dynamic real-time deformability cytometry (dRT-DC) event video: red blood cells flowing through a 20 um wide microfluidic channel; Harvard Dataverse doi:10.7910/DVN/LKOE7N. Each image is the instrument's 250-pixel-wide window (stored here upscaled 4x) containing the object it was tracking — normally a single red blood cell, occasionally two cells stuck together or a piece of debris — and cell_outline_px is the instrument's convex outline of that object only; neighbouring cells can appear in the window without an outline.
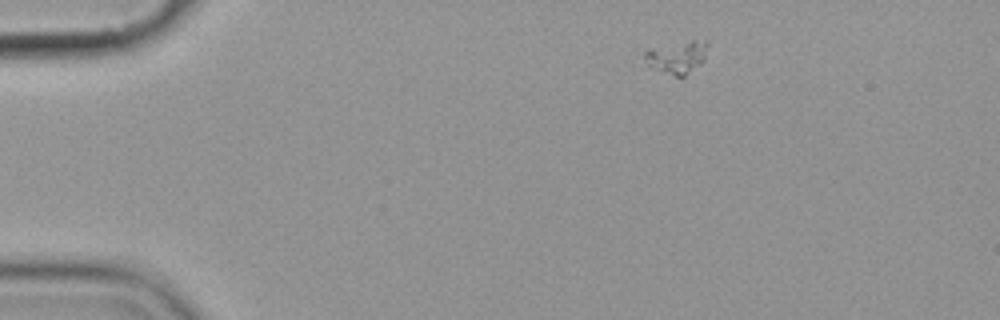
{"species": "common noctule bat (a hibernating species)", "species_latin": "Nyctalus noctula", "temperature_condition": "cold", "stored_images_in_passage": 6, "camera_frame_rate_fps": 3000, "um_per_image_px": 0.085, "animal": {"sex": "female", "body_mass_g": 19.9}, "frame": {"image": 1, "passage_image": 1, "time_ms": 0.0, "image_size_px": [1000, 320], "cell_outline_px": [[708, 44], [704, 60], [700, 64], [684, 76], [676, 76], [648, 68], [640, 64], [640, 60], [644, 52], [648, 48], [692, 40], [704, 40]], "centroid_in_image_um": [57.42, 4.87], "position_along_channel_um": 27.6, "area_um2": 12.43}}
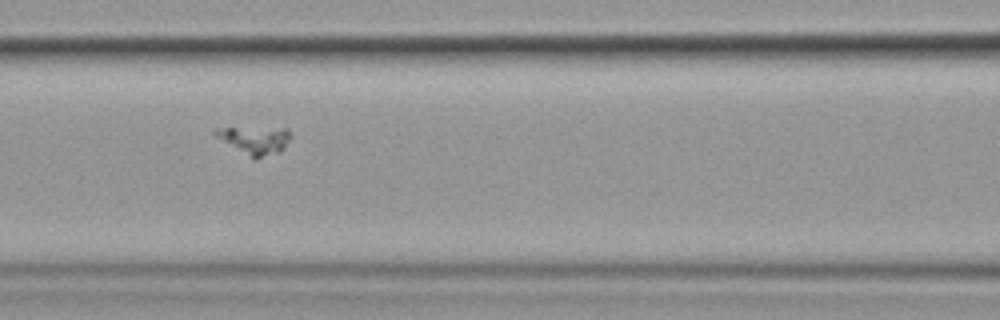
{"frame": {"image": 2, "passage_image": 5, "time_ms": 5.333, "image_size_px": [1000, 320], "cell_outline_px": [[292, 136], [284, 148], [280, 152], [256, 160], [216, 136], [212, 132], [216, 128], [288, 128]], "centroid_in_image_um": [21.73, 11.91], "position_along_channel_um": 144.9, "area_um2": 12.08}}
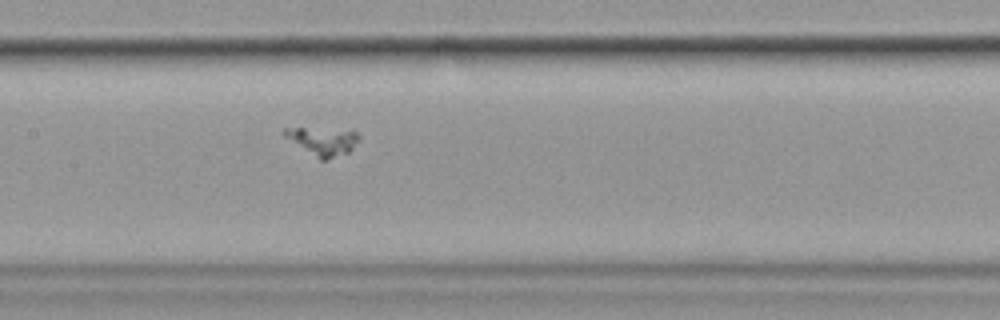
{"frame": {"image": 3, "passage_image": 6, "time_ms": 6.333, "image_size_px": [1000, 320], "cell_outline_px": [[360, 140], [348, 152], [328, 160], [320, 160], [284, 136], [280, 132], [284, 128], [352, 128], [360, 136]], "centroid_in_image_um": [27.49, 11.96], "position_along_channel_um": 179.9, "area_um2": 12.54}}